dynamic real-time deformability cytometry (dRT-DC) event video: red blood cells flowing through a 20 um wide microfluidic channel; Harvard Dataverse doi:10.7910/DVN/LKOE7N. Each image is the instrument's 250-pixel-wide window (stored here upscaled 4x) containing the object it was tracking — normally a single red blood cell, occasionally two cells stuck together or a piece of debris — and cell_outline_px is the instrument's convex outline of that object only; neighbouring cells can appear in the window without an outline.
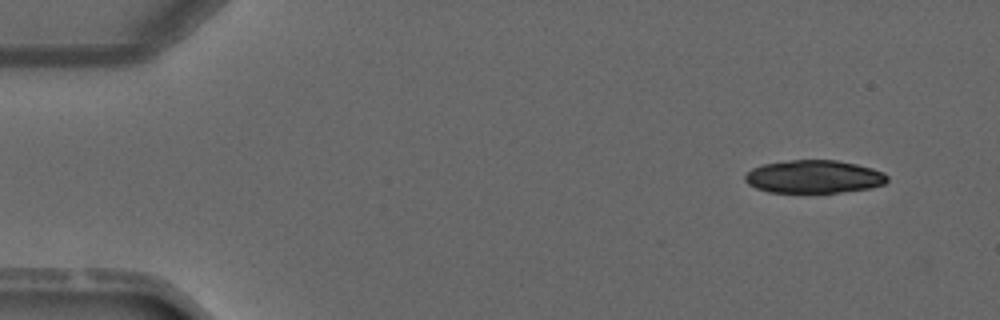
{"species": "common noctule bat (a hibernating species)", "species_latin": "Nyctalus noctula", "temperature_condition": "warm", "stored_images_in_passage": 3, "camera_frame_rate_fps": 3000, "um_per_image_px": 0.085, "animal": {"sex": "male", "forearm_length_mm": 52.5}, "frame": {"image": 1, "passage_image": 3, "time_ms": 2.333, "image_size_px": [1000, 320], "cell_outline_px": [[888, 180], [884, 184], [872, 188], [840, 192], [768, 192], [756, 188], [748, 184], [744, 180], [744, 176], [752, 168], [760, 164], [788, 160], [836, 160], [856, 164], [872, 168], [884, 172], [888, 176]], "centroid_in_image_um": [69.17, 15.01], "position_along_channel_um": 15.8, "area_um2": 27.51}}